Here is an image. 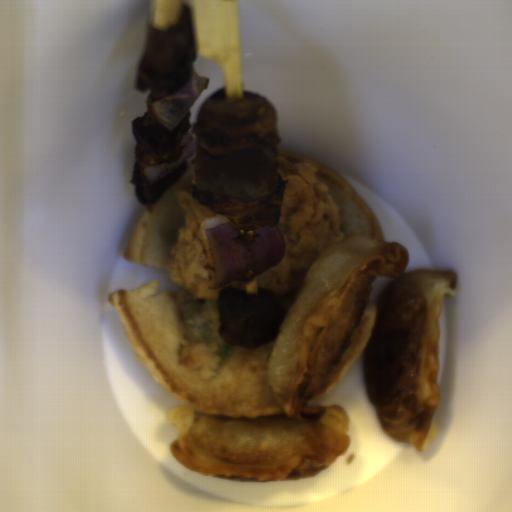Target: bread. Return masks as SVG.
I'll return each mask as SVG.
<instances>
[{"instance_id":"8d2b1439","label":"bread","mask_w":512,"mask_h":512,"mask_svg":"<svg viewBox=\"0 0 512 512\" xmlns=\"http://www.w3.org/2000/svg\"><path fill=\"white\" fill-rule=\"evenodd\" d=\"M177 293L153 279L118 288L107 303L143 367L171 395L214 418H285L269 387L276 338L264 346H233L220 364L218 348L188 333Z\"/></svg>"},{"instance_id":"cb027b5d","label":"bread","mask_w":512,"mask_h":512,"mask_svg":"<svg viewBox=\"0 0 512 512\" xmlns=\"http://www.w3.org/2000/svg\"><path fill=\"white\" fill-rule=\"evenodd\" d=\"M195 166L196 156L159 203L145 206L127 237L123 250L125 258L168 273V257L185 218V212L176 198V190L196 178Z\"/></svg>"},{"instance_id":"b6be36c0","label":"bread","mask_w":512,"mask_h":512,"mask_svg":"<svg viewBox=\"0 0 512 512\" xmlns=\"http://www.w3.org/2000/svg\"><path fill=\"white\" fill-rule=\"evenodd\" d=\"M292 163L313 164L315 177L326 186L338 207L339 231L344 239L349 235L363 236L385 242L382 226L374 210L364 199L331 167L303 154L276 151Z\"/></svg>"},{"instance_id":"2504dc21","label":"bread","mask_w":512,"mask_h":512,"mask_svg":"<svg viewBox=\"0 0 512 512\" xmlns=\"http://www.w3.org/2000/svg\"><path fill=\"white\" fill-rule=\"evenodd\" d=\"M245 292H257V277L248 281L244 282Z\"/></svg>"}]
</instances>
